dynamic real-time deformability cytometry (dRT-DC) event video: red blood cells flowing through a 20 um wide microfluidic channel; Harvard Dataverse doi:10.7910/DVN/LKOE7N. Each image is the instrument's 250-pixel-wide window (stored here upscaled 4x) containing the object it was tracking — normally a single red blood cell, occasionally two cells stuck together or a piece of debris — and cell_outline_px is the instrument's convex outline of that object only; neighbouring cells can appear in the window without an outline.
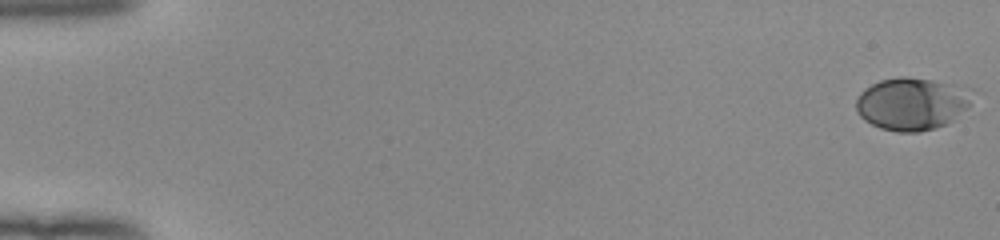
{"species": "human", "species_latin": "Homo sapiens", "temperature_condition": "room temperature", "stored_images_in_passage": 53, "camera_frame_rate_fps": 3000, "um_per_image_px": 0.085, "donor": {"sex": "female"}, "frame": {"image": 1, "passage_image": 1, "time_ms": 0.0, "image_size_px": [1000, 240], "cell_outline_px": [[972, 88], [968, 108], [952, 120], [936, 128], [920, 132], [896, 132], [880, 128], [864, 120], [856, 112], [856, 100], [860, 92], [864, 88], [880, 80], [900, 76], [904, 76], [932, 80]], "centroid_in_image_um": [77.48, 8.82], "position_along_channel_um": 7.5, "area_um2": 35.72}}
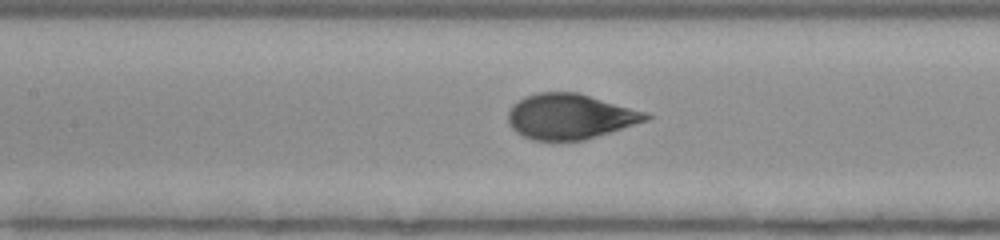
{"frame": {"image": 2, "passage_image": 26, "time_ms": 8.333, "image_size_px": [1000, 240], "cell_outline_px": [[652, 116], [648, 120], [584, 140], [532, 140], [516, 132], [508, 124], [508, 112], [512, 104], [524, 96], [540, 92], [576, 92], [648, 112]], "centroid_in_image_um": [48.43, 9.89], "position_along_channel_um": 159.0, "area_um2": 36.3}}
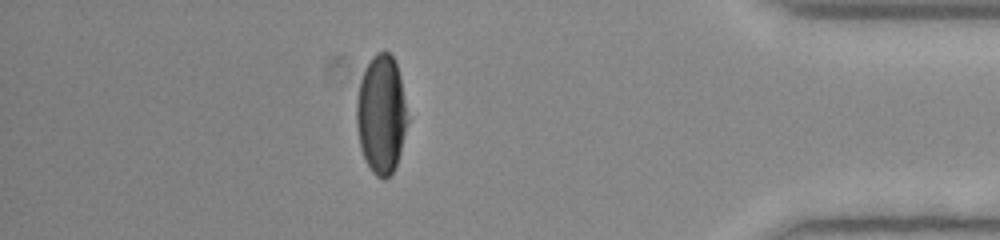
{"frame": {"image": 3, "passage_image": 47, "time_ms": 15.333, "image_size_px": [1000, 240], "cell_outline_px": [[408, 120], [400, 152], [396, 164], [392, 172], [384, 180], [376, 176], [372, 172], [360, 148], [356, 124], [356, 100], [360, 80], [364, 68], [372, 56], [376, 52], [388, 52], [392, 56], [396, 64], [400, 76]], "centroid_in_image_um": [32.39, 9.71], "position_along_channel_um": 402.8, "area_um2": 35.2}, "authors_computed_cell_mechanics": {"area_um2": 35.4892, "velocity_mm_per_s": 3.9772, "shape_relaxation_time_tau1_ms": 3.7008, "shape_relaxation_time_tau2_ms": null, "deformation_change_tau1": 0.18, "deformation_change_tau2": null}}